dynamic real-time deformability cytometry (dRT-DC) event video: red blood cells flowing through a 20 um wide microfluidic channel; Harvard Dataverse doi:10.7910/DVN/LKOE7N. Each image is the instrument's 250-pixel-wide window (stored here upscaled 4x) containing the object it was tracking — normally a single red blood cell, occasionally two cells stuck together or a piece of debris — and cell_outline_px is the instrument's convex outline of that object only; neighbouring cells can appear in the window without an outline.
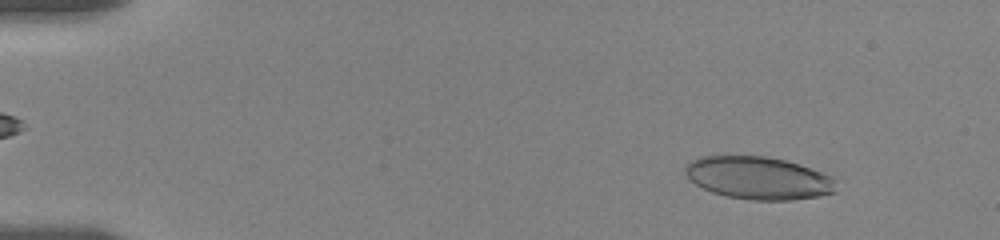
{"species": "human", "species_latin": "Homo sapiens", "temperature_condition": "room temperature", "stored_images_in_passage": 56, "camera_frame_rate_fps": 3000, "um_per_image_px": 0.085, "donor": {"sex": "female"}, "frame": {"image": 1, "passage_image": 6, "time_ms": 1.667, "image_size_px": [1000, 240], "cell_outline_px": [[836, 192], [820, 196], [792, 200], [752, 200], [728, 196], [712, 192], [688, 180], [684, 172], [684, 168], [688, 160], [696, 156], [764, 156], [784, 160], [800, 164], [832, 176], [836, 180]], "centroid_in_image_um": [64.45, 15.12], "position_along_channel_um": 20.6, "area_um2": 37.86}}
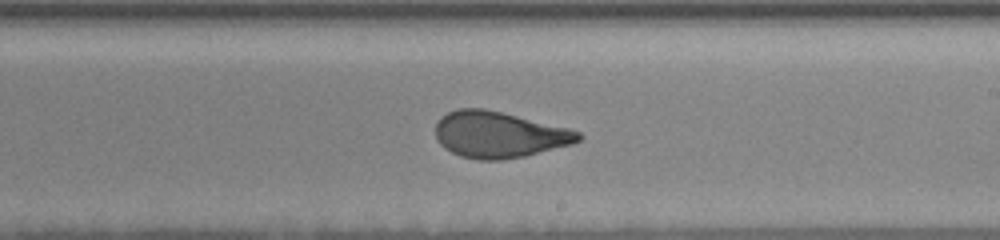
{"frame": {"image": 2, "passage_image": 34, "time_ms": 11.0, "image_size_px": [1000, 240], "cell_outline_px": [[584, 136], [580, 140], [572, 144], [524, 156], [504, 160], [480, 160], [460, 156], [444, 148], [436, 140], [436, 124], [440, 116], [448, 112], [460, 108], [484, 108], [568, 128], [580, 132]], "centroid_in_image_um": [42.39, 11.45], "position_along_channel_um": 246.6, "area_um2": 38.44}}
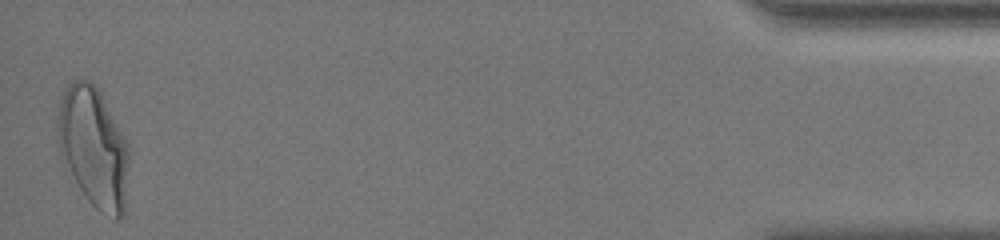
{"frame": {"image": 3, "passage_image": 56, "time_ms": 18.333, "image_size_px": [1000, 240], "cell_outline_px": [[128, 160], [124, 216], [120, 220], [116, 220], [100, 212], [88, 200], [80, 188], [60, 152], [60, 100], [68, 84], [72, 80], [88, 80], [96, 84], [124, 136], [128, 144]], "centroid_in_image_um": [8.0, 12.53], "position_along_channel_um": 427.2, "area_um2": 48.73}, "authors_computed_cell_mechanics": {"area_um2": 38.8416, "velocity_mm_per_s": 3.5417, "shape_relaxation_time_tau1_ms": 7.9361, "shape_relaxation_time_tau2_ms": 1.0349, "deformation_change_tau1": 0.2216, "deformation_change_tau2": 0.082}}